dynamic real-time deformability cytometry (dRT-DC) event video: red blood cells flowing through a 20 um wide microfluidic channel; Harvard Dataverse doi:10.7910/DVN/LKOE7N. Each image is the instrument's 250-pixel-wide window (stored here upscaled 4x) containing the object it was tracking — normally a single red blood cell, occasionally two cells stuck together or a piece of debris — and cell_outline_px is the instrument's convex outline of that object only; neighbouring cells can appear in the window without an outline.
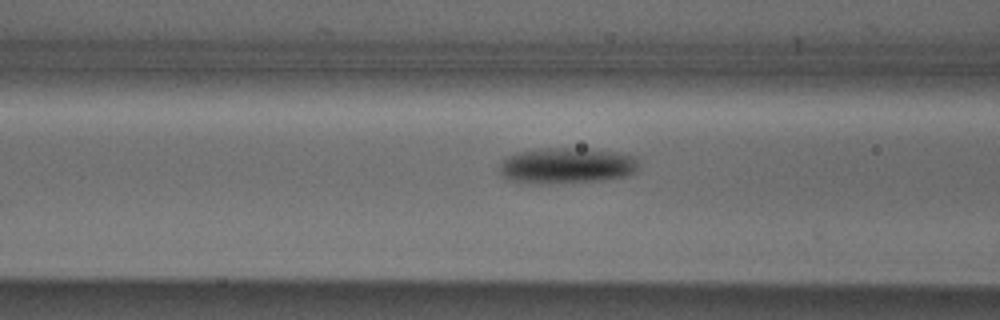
{"species": "Egyptian fruit bat (a non-hibernating species)", "species_latin": "Rousettus aegyptiacus", "temperature_condition": "cold", "stored_images_in_passage": 8, "camera_frame_rate_fps": 3000, "um_per_image_px": 0.085, "animal": {"sex": "male"}, "frame": {"image": 1, "passage_image": 6, "time_ms": 1.667, "image_size_px": [1000, 320], "cell_outline_px": [[636, 168], [632, 172], [624, 176], [596, 180], [540, 184], [512, 180], [504, 176], [500, 172], [500, 164], [508, 156], [516, 152], [544, 148], [588, 148], [620, 152], [636, 156]], "centroid_in_image_um": [48.15, 14.05], "position_along_channel_um": 118.4, "area_um2": 28.73}}